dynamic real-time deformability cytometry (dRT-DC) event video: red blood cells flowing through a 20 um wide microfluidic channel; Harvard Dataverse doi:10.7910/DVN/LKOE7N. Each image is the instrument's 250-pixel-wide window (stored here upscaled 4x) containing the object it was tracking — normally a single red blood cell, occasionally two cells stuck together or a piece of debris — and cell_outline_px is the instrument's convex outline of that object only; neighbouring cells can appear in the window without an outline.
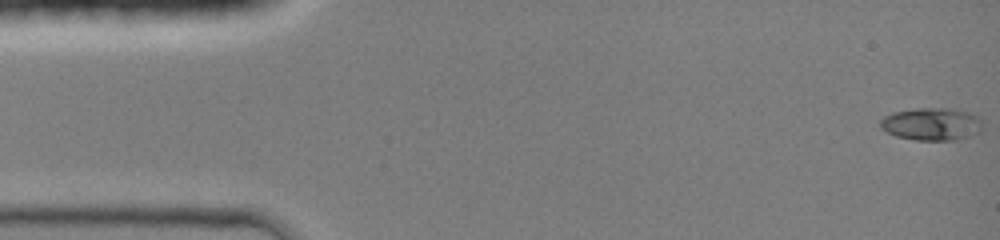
{"species": "common noctule bat (a hibernating species)", "species_latin": "Nyctalus noctula", "temperature_condition": "room temperature", "stored_images_in_passage": 45, "camera_frame_rate_fps": 3000, "um_per_image_px": 0.085, "animal": {"sex": "female", "body_mass_g": 19.0, "forearm_length_mm": 51.5}, "frame": {"image": 1, "passage_image": 1, "time_ms": 0.0, "image_size_px": [1000, 240], "cell_outline_px": [[980, 132], [956, 140], [916, 140], [896, 136], [880, 128], [880, 120], [884, 116], [892, 112], [916, 108], [956, 108], [968, 112], [976, 116], [980, 120]], "centroid_in_image_um": [79.15, 10.53], "position_along_channel_um": 5.8, "area_um2": 19.42}}
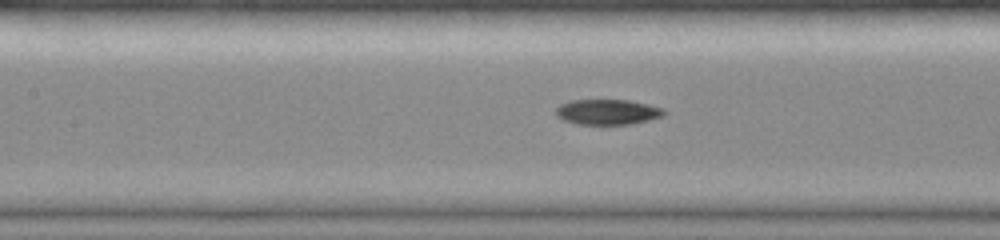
{"frame": {"image": 2, "passage_image": 20, "time_ms": 6.333, "image_size_px": [1000, 240], "cell_outline_px": [[668, 112], [664, 116], [632, 124], [576, 124], [564, 120], [556, 116], [556, 108], [560, 104], [572, 100], [628, 100], [648, 104], [664, 108]], "centroid_in_image_um": [51.67, 9.52], "position_along_channel_um": 155.7, "area_um2": 16.07}}
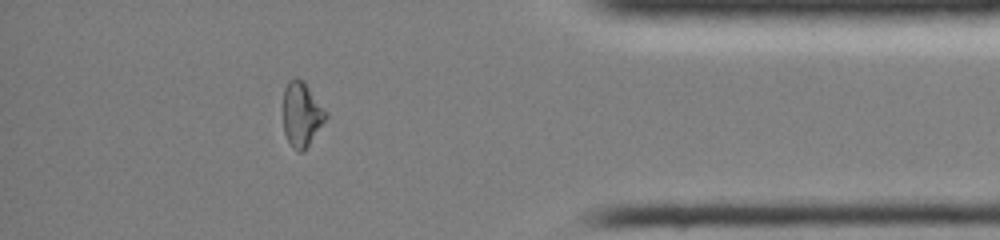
{"frame": {"image": 3, "passage_image": 39, "time_ms": 12.667, "image_size_px": [1000, 240], "cell_outline_px": [[328, 116], [308, 144], [300, 152], [296, 152], [292, 148], [284, 132], [284, 88], [288, 80], [296, 76], [304, 80], [328, 112]], "centroid_in_image_um": [25.64, 9.65], "position_along_channel_um": 409.6, "area_um2": 16.07}, "authors_computed_cell_mechanics": {"area_um2": 16.3574, "velocity_mm_per_s": 4.3307, "shape_relaxation_time_tau1_ms": null, "shape_relaxation_time_tau2_ms": 10.6374, "deformation_change_tau1": null, "deformation_change_tau2": 0.1767}}